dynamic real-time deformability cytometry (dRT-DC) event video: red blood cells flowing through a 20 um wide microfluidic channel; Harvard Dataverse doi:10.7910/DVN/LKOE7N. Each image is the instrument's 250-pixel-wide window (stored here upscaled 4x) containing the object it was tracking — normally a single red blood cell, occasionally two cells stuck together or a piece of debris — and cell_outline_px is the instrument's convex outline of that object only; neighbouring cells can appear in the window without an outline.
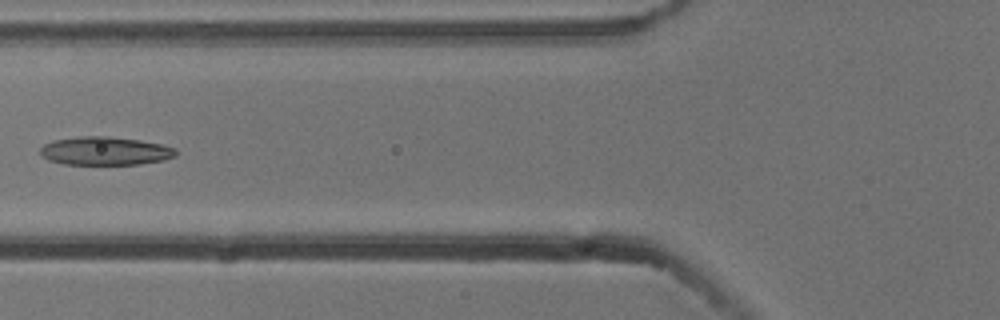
{"species": "common noctule bat (a hibernating species)", "species_latin": "Nyctalus noctula", "temperature_condition": "cold", "stored_images_in_passage": 7, "camera_frame_rate_fps": 3000, "um_per_image_px": 0.085, "animal": {"sex": "male", "body_mass_g": 13.3}, "frame": {"image": 1, "passage_image": 6, "time_ms": 1.667, "image_size_px": [1000, 320], "cell_outline_px": [[176, 156], [164, 160], [140, 164], [64, 164], [48, 160], [40, 156], [40, 148], [44, 144], [56, 140], [80, 136], [108, 136], [140, 140], [160, 144], [176, 148]], "centroid_in_image_um": [8.93, 12.83], "position_along_channel_um": 116.9, "area_um2": 22.43}}
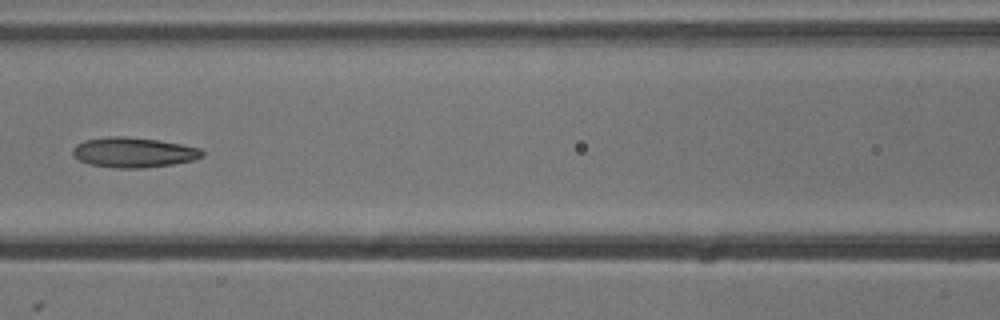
{"frame": {"image": 2, "passage_image": 7, "time_ms": 2.0, "image_size_px": [1000, 320], "cell_outline_px": [[204, 156], [196, 160], [172, 164], [140, 168], [120, 168], [88, 164], [72, 156], [72, 148], [76, 144], [84, 140], [108, 136], [124, 136], [156, 140], [180, 144], [200, 148], [204, 152]], "centroid_in_image_um": [11.33, 12.95], "position_along_channel_um": 155.3, "area_um2": 22.72}}